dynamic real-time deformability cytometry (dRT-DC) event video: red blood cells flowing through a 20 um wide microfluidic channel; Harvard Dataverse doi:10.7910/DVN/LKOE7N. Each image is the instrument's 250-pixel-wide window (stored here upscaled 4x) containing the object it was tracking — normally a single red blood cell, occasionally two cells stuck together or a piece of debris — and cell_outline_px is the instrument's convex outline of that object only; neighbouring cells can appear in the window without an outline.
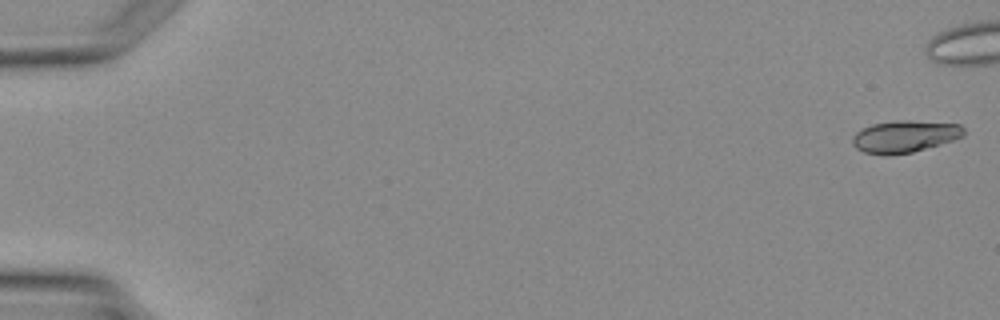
{"species": "Egyptian fruit bat (a non-hibernating species)", "species_latin": "Rousettus aegyptiacus", "temperature_condition": "warm", "stored_images_in_passage": 5, "camera_frame_rate_fps": 3000, "um_per_image_px": 0.085, "animal": {"sex": "female"}, "frame": {"image": 1, "passage_image": 1, "time_ms": 0.0, "image_size_px": [1000, 320], "cell_outline_px": [[964, 136], [952, 140], [912, 152], [884, 156], [864, 152], [856, 148], [852, 144], [852, 136], [856, 132], [872, 124], [896, 120], [908, 120], [960, 124], [964, 128]], "centroid_in_image_um": [76.87, 11.6], "position_along_channel_um": 8.1, "area_um2": 20.75}}